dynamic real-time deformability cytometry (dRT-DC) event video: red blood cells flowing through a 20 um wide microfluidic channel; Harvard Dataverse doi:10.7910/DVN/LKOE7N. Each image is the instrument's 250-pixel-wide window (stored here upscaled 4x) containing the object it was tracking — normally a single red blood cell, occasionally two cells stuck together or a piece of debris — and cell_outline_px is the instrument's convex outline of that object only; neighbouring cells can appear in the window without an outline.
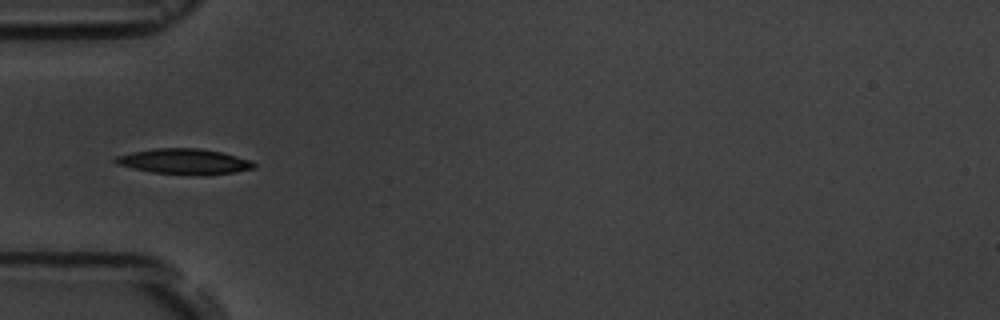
{"species": "common noctule bat (a hibernating species)", "species_latin": "Nyctalus noctula", "temperature_condition": "room temperature", "stored_images_in_passage": 8, "camera_frame_rate_fps": 3000, "um_per_image_px": 0.085, "animal": {"sex": "male", "body_mass_g": 19.5, "forearm_length_mm": 54.6}, "frame": {"image": 1, "passage_image": 6, "time_ms": 6.0, "image_size_px": [1000, 320], "cell_outline_px": [[256, 164], [252, 168], [232, 172], [204, 176], [152, 172], [132, 168], [116, 164], [112, 160], [116, 156], [132, 152], [156, 148], [200, 148], [220, 152], [252, 160]], "centroid_in_image_um": [15.64, 13.73], "position_along_channel_um": 69.4, "area_um2": 20.52}}
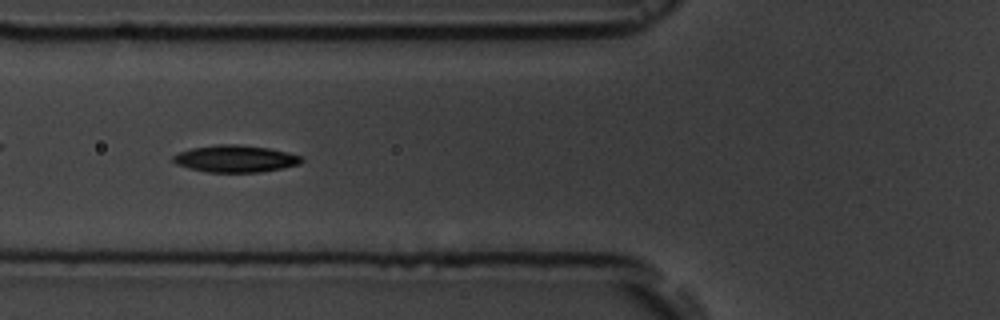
{"frame": {"image": 2, "passage_image": 7, "time_ms": 7.0, "image_size_px": [1000, 320], "cell_outline_px": [[304, 160], [300, 164], [260, 172], [208, 172], [188, 168], [176, 164], [172, 160], [172, 156], [180, 152], [192, 148], [216, 144], [236, 144], [268, 148], [288, 152], [304, 156]], "centroid_in_image_um": [20.02, 13.49], "position_along_channel_um": 105.8, "area_um2": 20.23}}
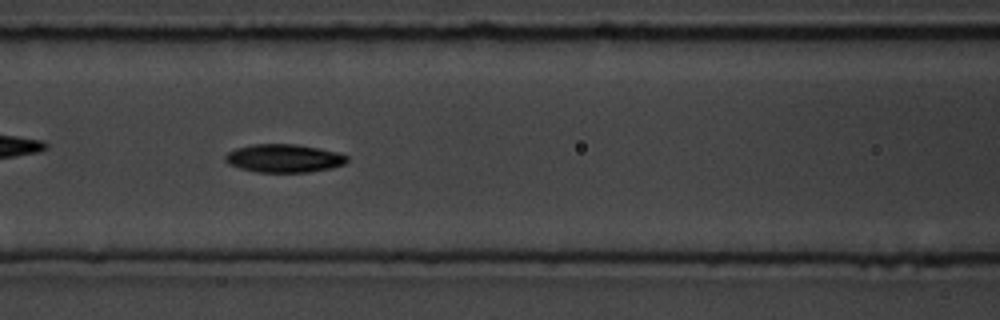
{"frame": {"image": 3, "passage_image": 8, "time_ms": 8.0, "image_size_px": [1000, 320], "cell_outline_px": [[348, 160], [344, 164], [332, 168], [308, 172], [256, 172], [240, 168], [228, 164], [224, 160], [224, 156], [228, 152], [236, 148], [252, 144], [296, 144], [320, 148], [336, 152], [348, 156]], "centroid_in_image_um": [24.12, 13.45], "position_along_channel_um": 142.5, "area_um2": 20.11}}